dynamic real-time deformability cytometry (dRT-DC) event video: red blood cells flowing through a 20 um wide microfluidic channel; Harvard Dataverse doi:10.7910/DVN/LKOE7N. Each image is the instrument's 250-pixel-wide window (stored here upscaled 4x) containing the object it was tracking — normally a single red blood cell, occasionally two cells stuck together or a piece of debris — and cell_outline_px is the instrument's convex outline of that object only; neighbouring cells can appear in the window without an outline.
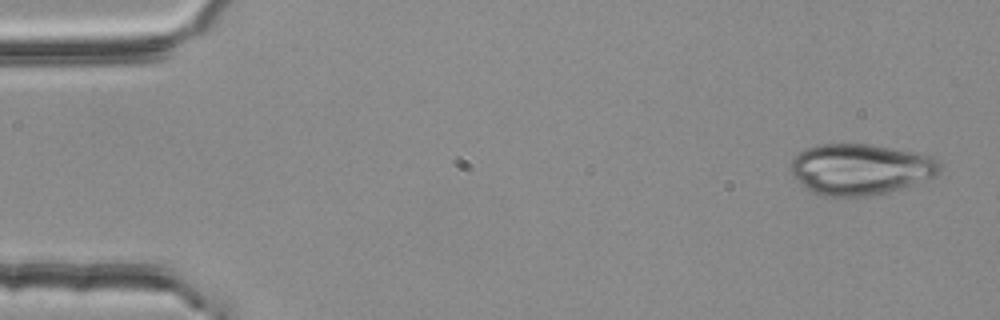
{"species": "common noctule bat (a hibernating species)", "species_latin": "Nyctalus noctula", "temperature_condition": "room temperature", "stored_images_in_passage": 5, "segment_of_instrument_passage": [2, 2], "camera_frame_rate_fps": 3000, "um_per_image_px": 0.085, "animal": {"sex": "female", "body_mass_g": 25.1}, "frame": {"image": 1, "passage_image": 5, "time_ms": 1.333, "image_size_px": [1000, 320], "cell_outline_px": [[944, 168], [936, 176], [888, 192], [868, 196], [824, 196], [812, 192], [804, 188], [792, 172], [792, 156], [804, 148], [820, 144], [868, 144], [928, 156], [936, 160]], "centroid_in_image_um": [73.09, 14.39], "position_along_channel_um": 11.9, "area_um2": 43.87}}